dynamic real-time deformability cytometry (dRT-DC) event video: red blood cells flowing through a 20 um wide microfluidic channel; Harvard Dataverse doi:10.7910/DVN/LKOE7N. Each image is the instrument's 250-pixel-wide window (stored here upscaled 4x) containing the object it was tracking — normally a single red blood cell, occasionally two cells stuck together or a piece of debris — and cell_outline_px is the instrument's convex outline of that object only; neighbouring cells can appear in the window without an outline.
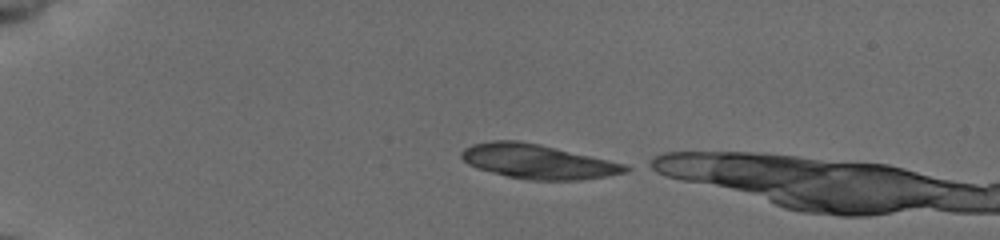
{"species": "common noctule bat (a hibernating species)", "species_latin": "Nyctalus noctula", "temperature_condition": "cold", "stored_images_in_passage": 36, "camera_frame_rate_fps": 3000, "um_per_image_px": 0.085, "animal": {"sex": "female", "body_mass_g": 19.5, "forearm_length_mm": 54.1}, "frame": {"image": 1, "passage_image": 1, "time_ms": 0.0, "image_size_px": [1000, 240], "cell_outline_px": [[636, 168], [628, 172], [580, 180], [528, 180], [508, 176], [476, 168], [468, 164], [460, 156], [460, 152], [464, 148], [472, 144], [492, 140], [516, 140], [540, 144], [628, 164]], "centroid_in_image_um": [45.75, 13.73], "position_along_channel_um": 39.2, "area_um2": 33.12}}